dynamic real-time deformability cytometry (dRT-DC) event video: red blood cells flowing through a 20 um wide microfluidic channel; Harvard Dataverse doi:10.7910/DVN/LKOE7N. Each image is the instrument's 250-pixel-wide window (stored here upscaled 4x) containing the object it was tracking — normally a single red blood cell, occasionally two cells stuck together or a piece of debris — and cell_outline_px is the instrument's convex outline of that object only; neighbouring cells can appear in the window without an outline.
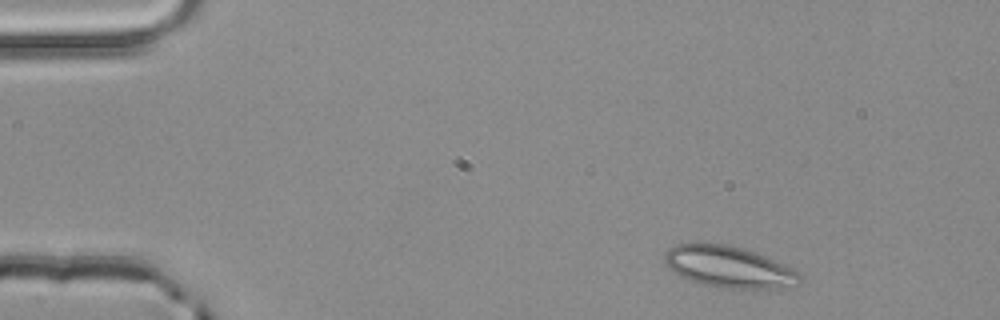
{"species": "common noctule bat (a hibernating species)", "species_latin": "Nyctalus noctula", "temperature_condition": "room temperature", "stored_images_in_passage": 2, "camera_frame_rate_fps": 3000, "um_per_image_px": 0.085, "animal": {"sex": "male", "body_mass_g": 20.4}, "frame": {"image": 1, "passage_image": 1, "time_ms": 0.0, "image_size_px": [1000, 320], "cell_outline_px": [[800, 284], [780, 288], [728, 288], [704, 284], [680, 276], [668, 268], [664, 260], [664, 252], [668, 248], [676, 244], [724, 244], [744, 248], [756, 252], [796, 272], [800, 276]], "centroid_in_image_um": [61.89, 22.68], "position_along_channel_um": 23.1, "area_um2": 31.96}}